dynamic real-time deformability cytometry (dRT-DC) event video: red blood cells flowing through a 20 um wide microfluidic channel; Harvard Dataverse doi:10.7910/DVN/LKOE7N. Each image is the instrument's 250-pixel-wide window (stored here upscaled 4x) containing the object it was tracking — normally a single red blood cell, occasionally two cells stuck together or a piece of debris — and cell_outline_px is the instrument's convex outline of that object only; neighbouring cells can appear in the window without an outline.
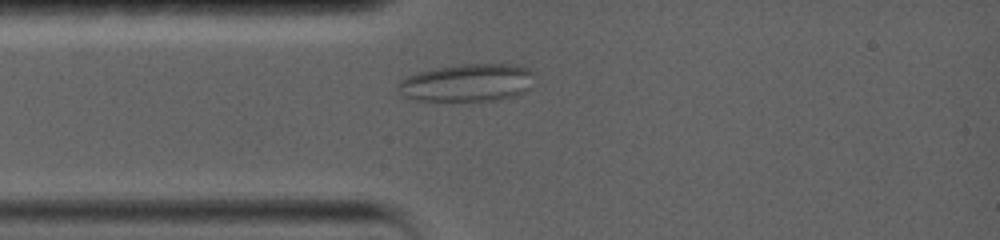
{"species": "common noctule bat (a hibernating species)", "species_latin": "Nyctalus noctula", "temperature_condition": "warm", "stored_images_in_passage": 38, "camera_frame_rate_fps": 5000, "um_per_image_px": 0.085, "animal": {"sex": "female", "body_mass_g": 19.0, "forearm_length_mm": 56.7}, "frame": {"image": 1, "passage_image": 21, "time_ms": 3.4, "image_size_px": [1000, 240], "cell_outline_px": [[536, 72], [532, 88], [524, 92], [500, 100], [416, 100], [404, 96], [396, 92], [396, 84], [400, 80], [408, 76], [420, 72], [436, 68], [460, 64], [512, 64], [528, 68]], "centroid_in_image_um": [39.76, 7.02], "position_along_channel_um": 45.2, "area_um2": 30.23}}
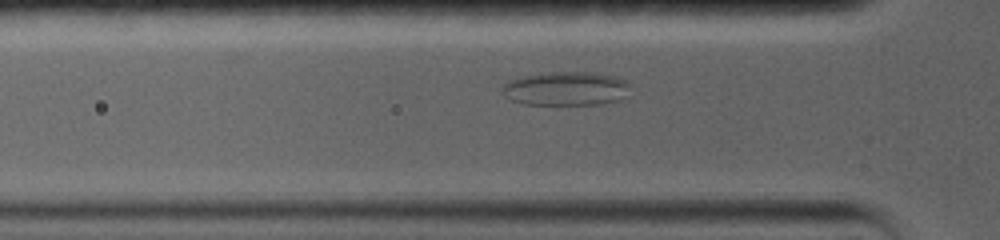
{"frame": {"image": 2, "passage_image": 27, "time_ms": 4.4, "image_size_px": [1000, 240], "cell_outline_px": [[632, 84], [620, 100], [604, 104], [524, 104], [512, 100], [504, 96], [500, 92], [500, 88], [508, 80], [540, 72], [592, 72], [616, 76], [628, 80]], "centroid_in_image_um": [48.1, 7.52], "position_along_channel_um": 77.7, "area_um2": 25.66}}
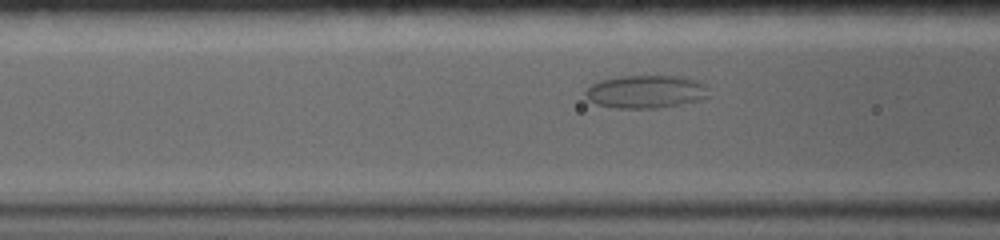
{"frame": {"image": 3, "passage_image": 33, "time_ms": 5.4, "image_size_px": [1000, 240], "cell_outline_px": [[708, 96], [700, 100], [680, 104], [656, 108], [616, 108], [596, 104], [588, 100], [584, 92], [592, 84], [600, 80], [620, 76], [680, 76], [696, 80], [708, 84]], "centroid_in_image_um": [54.91, 7.79], "position_along_channel_um": 111.7, "area_um2": 23.81}}